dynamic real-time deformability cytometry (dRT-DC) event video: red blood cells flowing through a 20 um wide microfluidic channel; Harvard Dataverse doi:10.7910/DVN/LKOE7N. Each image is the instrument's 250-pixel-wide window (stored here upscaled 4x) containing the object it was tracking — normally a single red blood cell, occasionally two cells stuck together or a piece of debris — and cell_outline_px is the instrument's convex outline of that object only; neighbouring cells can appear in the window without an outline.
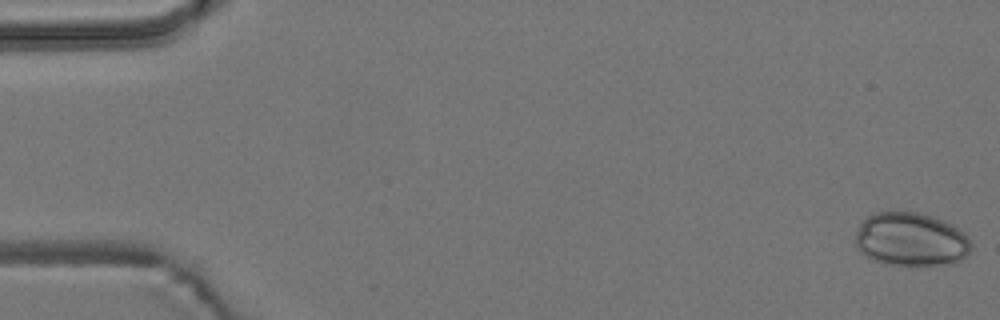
{"species": "common noctule bat (a hibernating species)", "species_latin": "Nyctalus noctula", "temperature_condition": "room temperature", "stored_images_in_passage": 56, "camera_frame_rate_fps": 3000, "um_per_image_px": 0.085, "animal": {"sex": "male", "body_mass_g": 19.2, "forearm_length_mm": 51.8}, "frame": {"image": 1, "passage_image": 1, "time_ms": 0.0, "image_size_px": [1000, 320], "cell_outline_px": [[972, 244], [968, 252], [960, 260], [952, 264], [892, 264], [872, 260], [860, 252], [856, 244], [856, 232], [860, 224], [868, 216], [876, 212], [916, 212], [932, 216], [952, 224], [964, 232]], "centroid_in_image_um": [77.43, 20.34], "position_along_channel_um": 7.6, "area_um2": 35.78}}
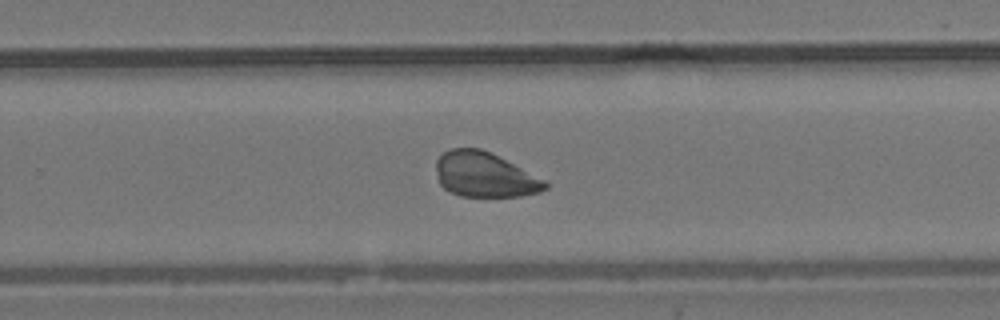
{"frame": {"image": 2, "passage_image": 36, "time_ms": 11.667, "image_size_px": [1000, 320], "cell_outline_px": [[548, 188], [540, 192], [520, 196], [460, 196], [444, 188], [440, 184], [436, 172], [436, 160], [444, 152], [452, 148], [480, 148], [544, 180], [548, 184]], "centroid_in_image_um": [41.16, 14.86], "position_along_channel_um": 288.6, "area_um2": 27.98}}
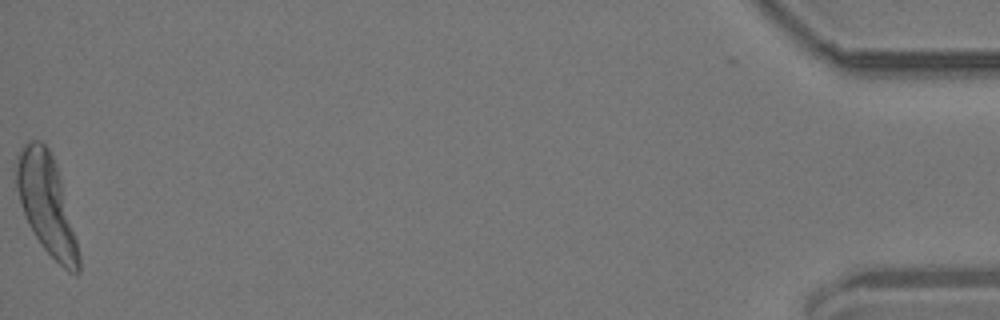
{"frame": {"image": 3, "passage_image": 56, "time_ms": 18.333, "image_size_px": [1000, 320], "cell_outline_px": [[80, 272], [76, 276], [68, 272], [40, 244], [28, 224], [16, 188], [16, 152], [28, 140], [40, 140], [48, 148], [56, 164], [60, 176], [80, 256]], "centroid_in_image_um": [3.94, 17.34], "position_along_channel_um": 431.3, "area_um2": 35.84}}